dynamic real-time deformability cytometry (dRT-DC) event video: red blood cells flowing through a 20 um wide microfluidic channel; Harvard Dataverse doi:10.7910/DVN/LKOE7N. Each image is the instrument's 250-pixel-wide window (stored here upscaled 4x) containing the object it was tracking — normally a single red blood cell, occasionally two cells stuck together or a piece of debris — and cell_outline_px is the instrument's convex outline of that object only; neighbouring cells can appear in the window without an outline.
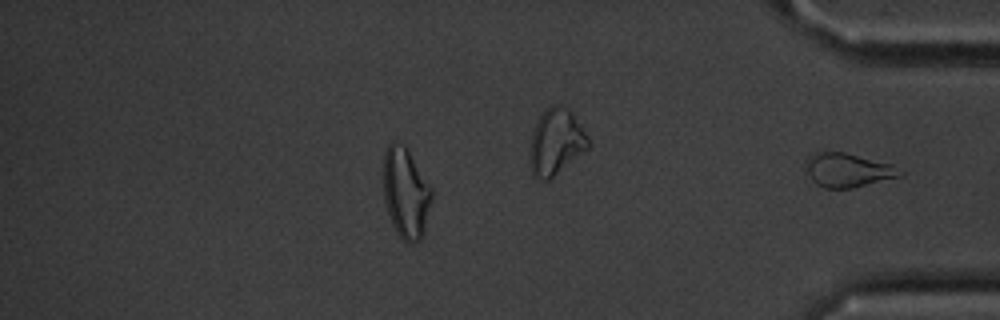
{"species": "common noctule bat (a hibernating species)", "species_latin": "Nyctalus noctula", "temperature_condition": "cold", "stored_images_in_passage": 46, "segment_of_instrument_passage": [2, 2], "camera_frame_rate_fps": 3000, "um_per_image_px": 0.085, "animal": {"sex": "male", "body_mass_g": 20.1, "forearm_length_mm": 53.5}, "frame": {"image": 1, "passage_image": 46, "time_ms": 15.0, "image_size_px": [1000, 320], "cell_outline_px": [[904, 176], [852, 188], [824, 188], [816, 184], [812, 180], [808, 172], [804, 160], [812, 152], [844, 152], [892, 164], [904, 172]], "centroid_in_image_um": [72.08, 14.46], "position_along_channel_um": 363.1, "area_um2": 18.79}}